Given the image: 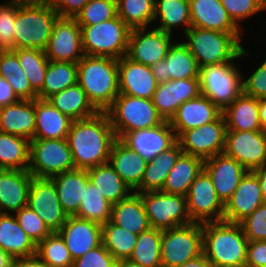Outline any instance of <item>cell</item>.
<instances>
[{
    "label": "cell",
    "mask_w": 266,
    "mask_h": 267,
    "mask_svg": "<svg viewBox=\"0 0 266 267\" xmlns=\"http://www.w3.org/2000/svg\"><path fill=\"white\" fill-rule=\"evenodd\" d=\"M116 139L106 112L73 120L67 141L75 168L88 170L107 163Z\"/></svg>",
    "instance_id": "cell-1"
},
{
    "label": "cell",
    "mask_w": 266,
    "mask_h": 267,
    "mask_svg": "<svg viewBox=\"0 0 266 267\" xmlns=\"http://www.w3.org/2000/svg\"><path fill=\"white\" fill-rule=\"evenodd\" d=\"M247 246L240 223H203V254L212 267H245Z\"/></svg>",
    "instance_id": "cell-2"
},
{
    "label": "cell",
    "mask_w": 266,
    "mask_h": 267,
    "mask_svg": "<svg viewBox=\"0 0 266 267\" xmlns=\"http://www.w3.org/2000/svg\"><path fill=\"white\" fill-rule=\"evenodd\" d=\"M77 83L99 112H105L119 93L118 60L84 55L77 62Z\"/></svg>",
    "instance_id": "cell-3"
},
{
    "label": "cell",
    "mask_w": 266,
    "mask_h": 267,
    "mask_svg": "<svg viewBox=\"0 0 266 267\" xmlns=\"http://www.w3.org/2000/svg\"><path fill=\"white\" fill-rule=\"evenodd\" d=\"M59 17L47 0L16 1V18L13 27L14 49L30 48L45 51L53 26Z\"/></svg>",
    "instance_id": "cell-4"
},
{
    "label": "cell",
    "mask_w": 266,
    "mask_h": 267,
    "mask_svg": "<svg viewBox=\"0 0 266 267\" xmlns=\"http://www.w3.org/2000/svg\"><path fill=\"white\" fill-rule=\"evenodd\" d=\"M182 41L197 60L198 66L217 65L232 62L243 46L233 33L190 27Z\"/></svg>",
    "instance_id": "cell-5"
},
{
    "label": "cell",
    "mask_w": 266,
    "mask_h": 267,
    "mask_svg": "<svg viewBox=\"0 0 266 267\" xmlns=\"http://www.w3.org/2000/svg\"><path fill=\"white\" fill-rule=\"evenodd\" d=\"M248 55V50L243 48L232 62L200 67L201 94L208 97L221 111L243 92V74L234 61Z\"/></svg>",
    "instance_id": "cell-6"
},
{
    "label": "cell",
    "mask_w": 266,
    "mask_h": 267,
    "mask_svg": "<svg viewBox=\"0 0 266 267\" xmlns=\"http://www.w3.org/2000/svg\"><path fill=\"white\" fill-rule=\"evenodd\" d=\"M117 139L126 133L156 127L164 122L152 99L119 94L105 111Z\"/></svg>",
    "instance_id": "cell-7"
},
{
    "label": "cell",
    "mask_w": 266,
    "mask_h": 267,
    "mask_svg": "<svg viewBox=\"0 0 266 267\" xmlns=\"http://www.w3.org/2000/svg\"><path fill=\"white\" fill-rule=\"evenodd\" d=\"M80 28L84 55L119 60L127 54L131 28L117 15L110 20Z\"/></svg>",
    "instance_id": "cell-8"
},
{
    "label": "cell",
    "mask_w": 266,
    "mask_h": 267,
    "mask_svg": "<svg viewBox=\"0 0 266 267\" xmlns=\"http://www.w3.org/2000/svg\"><path fill=\"white\" fill-rule=\"evenodd\" d=\"M203 254V223L162 230L161 265L176 267Z\"/></svg>",
    "instance_id": "cell-9"
},
{
    "label": "cell",
    "mask_w": 266,
    "mask_h": 267,
    "mask_svg": "<svg viewBox=\"0 0 266 267\" xmlns=\"http://www.w3.org/2000/svg\"><path fill=\"white\" fill-rule=\"evenodd\" d=\"M76 169L67 139L30 140L28 171L39 178Z\"/></svg>",
    "instance_id": "cell-10"
},
{
    "label": "cell",
    "mask_w": 266,
    "mask_h": 267,
    "mask_svg": "<svg viewBox=\"0 0 266 267\" xmlns=\"http://www.w3.org/2000/svg\"><path fill=\"white\" fill-rule=\"evenodd\" d=\"M144 205L151 228L167 230L192 223L186 196L163 191L137 192Z\"/></svg>",
    "instance_id": "cell-11"
},
{
    "label": "cell",
    "mask_w": 266,
    "mask_h": 267,
    "mask_svg": "<svg viewBox=\"0 0 266 267\" xmlns=\"http://www.w3.org/2000/svg\"><path fill=\"white\" fill-rule=\"evenodd\" d=\"M226 131L225 119L221 114L215 121L184 131L177 141L183 153L206 160L224 152Z\"/></svg>",
    "instance_id": "cell-12"
},
{
    "label": "cell",
    "mask_w": 266,
    "mask_h": 267,
    "mask_svg": "<svg viewBox=\"0 0 266 267\" xmlns=\"http://www.w3.org/2000/svg\"><path fill=\"white\" fill-rule=\"evenodd\" d=\"M187 212L192 222L222 221L224 204L217 197L214 184L203 169L186 195Z\"/></svg>",
    "instance_id": "cell-13"
},
{
    "label": "cell",
    "mask_w": 266,
    "mask_h": 267,
    "mask_svg": "<svg viewBox=\"0 0 266 267\" xmlns=\"http://www.w3.org/2000/svg\"><path fill=\"white\" fill-rule=\"evenodd\" d=\"M171 36L172 34L160 31L155 26L151 30H147V27L133 28L129 33L126 56L151 67L165 59L173 44Z\"/></svg>",
    "instance_id": "cell-14"
},
{
    "label": "cell",
    "mask_w": 266,
    "mask_h": 267,
    "mask_svg": "<svg viewBox=\"0 0 266 267\" xmlns=\"http://www.w3.org/2000/svg\"><path fill=\"white\" fill-rule=\"evenodd\" d=\"M27 206L37 212L51 232H58L66 223L64 212L51 178L32 177Z\"/></svg>",
    "instance_id": "cell-15"
},
{
    "label": "cell",
    "mask_w": 266,
    "mask_h": 267,
    "mask_svg": "<svg viewBox=\"0 0 266 267\" xmlns=\"http://www.w3.org/2000/svg\"><path fill=\"white\" fill-rule=\"evenodd\" d=\"M224 153L247 171L266 165V134L262 131H226Z\"/></svg>",
    "instance_id": "cell-16"
},
{
    "label": "cell",
    "mask_w": 266,
    "mask_h": 267,
    "mask_svg": "<svg viewBox=\"0 0 266 267\" xmlns=\"http://www.w3.org/2000/svg\"><path fill=\"white\" fill-rule=\"evenodd\" d=\"M45 54L49 61L71 63H77L84 56L81 28L74 18L57 19Z\"/></svg>",
    "instance_id": "cell-17"
},
{
    "label": "cell",
    "mask_w": 266,
    "mask_h": 267,
    "mask_svg": "<svg viewBox=\"0 0 266 267\" xmlns=\"http://www.w3.org/2000/svg\"><path fill=\"white\" fill-rule=\"evenodd\" d=\"M177 42H173L165 59L151 66L158 84L170 80L199 78L197 60L183 42Z\"/></svg>",
    "instance_id": "cell-18"
},
{
    "label": "cell",
    "mask_w": 266,
    "mask_h": 267,
    "mask_svg": "<svg viewBox=\"0 0 266 267\" xmlns=\"http://www.w3.org/2000/svg\"><path fill=\"white\" fill-rule=\"evenodd\" d=\"M201 94L199 78L170 80L157 85L152 103L164 121H170L178 107Z\"/></svg>",
    "instance_id": "cell-19"
},
{
    "label": "cell",
    "mask_w": 266,
    "mask_h": 267,
    "mask_svg": "<svg viewBox=\"0 0 266 267\" xmlns=\"http://www.w3.org/2000/svg\"><path fill=\"white\" fill-rule=\"evenodd\" d=\"M58 233L73 261L102 244V225L76 216H68Z\"/></svg>",
    "instance_id": "cell-20"
},
{
    "label": "cell",
    "mask_w": 266,
    "mask_h": 267,
    "mask_svg": "<svg viewBox=\"0 0 266 267\" xmlns=\"http://www.w3.org/2000/svg\"><path fill=\"white\" fill-rule=\"evenodd\" d=\"M263 203L258 176L253 171H247L224 205L223 220L240 223Z\"/></svg>",
    "instance_id": "cell-21"
},
{
    "label": "cell",
    "mask_w": 266,
    "mask_h": 267,
    "mask_svg": "<svg viewBox=\"0 0 266 267\" xmlns=\"http://www.w3.org/2000/svg\"><path fill=\"white\" fill-rule=\"evenodd\" d=\"M119 93L152 99L158 83L151 67L135 62L126 55L118 60Z\"/></svg>",
    "instance_id": "cell-22"
},
{
    "label": "cell",
    "mask_w": 266,
    "mask_h": 267,
    "mask_svg": "<svg viewBox=\"0 0 266 267\" xmlns=\"http://www.w3.org/2000/svg\"><path fill=\"white\" fill-rule=\"evenodd\" d=\"M204 170L210 176L217 197L225 205L247 170L224 152L204 160Z\"/></svg>",
    "instance_id": "cell-23"
},
{
    "label": "cell",
    "mask_w": 266,
    "mask_h": 267,
    "mask_svg": "<svg viewBox=\"0 0 266 267\" xmlns=\"http://www.w3.org/2000/svg\"><path fill=\"white\" fill-rule=\"evenodd\" d=\"M120 140L141 157L151 160L171 147L177 138L169 121H164L153 128L126 133Z\"/></svg>",
    "instance_id": "cell-24"
},
{
    "label": "cell",
    "mask_w": 266,
    "mask_h": 267,
    "mask_svg": "<svg viewBox=\"0 0 266 267\" xmlns=\"http://www.w3.org/2000/svg\"><path fill=\"white\" fill-rule=\"evenodd\" d=\"M221 114L208 97L200 94L182 103L169 123L178 138L184 131L215 121Z\"/></svg>",
    "instance_id": "cell-25"
},
{
    "label": "cell",
    "mask_w": 266,
    "mask_h": 267,
    "mask_svg": "<svg viewBox=\"0 0 266 267\" xmlns=\"http://www.w3.org/2000/svg\"><path fill=\"white\" fill-rule=\"evenodd\" d=\"M33 175L28 170L0 169V213L26 207Z\"/></svg>",
    "instance_id": "cell-26"
},
{
    "label": "cell",
    "mask_w": 266,
    "mask_h": 267,
    "mask_svg": "<svg viewBox=\"0 0 266 267\" xmlns=\"http://www.w3.org/2000/svg\"><path fill=\"white\" fill-rule=\"evenodd\" d=\"M191 27L233 33L240 41L242 33L230 19L220 0H189Z\"/></svg>",
    "instance_id": "cell-27"
},
{
    "label": "cell",
    "mask_w": 266,
    "mask_h": 267,
    "mask_svg": "<svg viewBox=\"0 0 266 267\" xmlns=\"http://www.w3.org/2000/svg\"><path fill=\"white\" fill-rule=\"evenodd\" d=\"M36 124L35 99L18 100L13 104L0 107V131L34 139Z\"/></svg>",
    "instance_id": "cell-28"
},
{
    "label": "cell",
    "mask_w": 266,
    "mask_h": 267,
    "mask_svg": "<svg viewBox=\"0 0 266 267\" xmlns=\"http://www.w3.org/2000/svg\"><path fill=\"white\" fill-rule=\"evenodd\" d=\"M108 162L134 192L141 184L148 160L138 155L120 139H116L112 145Z\"/></svg>",
    "instance_id": "cell-29"
},
{
    "label": "cell",
    "mask_w": 266,
    "mask_h": 267,
    "mask_svg": "<svg viewBox=\"0 0 266 267\" xmlns=\"http://www.w3.org/2000/svg\"><path fill=\"white\" fill-rule=\"evenodd\" d=\"M60 205L68 216H75L81 204L87 183V170L73 169L51 177Z\"/></svg>",
    "instance_id": "cell-30"
},
{
    "label": "cell",
    "mask_w": 266,
    "mask_h": 267,
    "mask_svg": "<svg viewBox=\"0 0 266 267\" xmlns=\"http://www.w3.org/2000/svg\"><path fill=\"white\" fill-rule=\"evenodd\" d=\"M35 115L34 139H67L73 120L47 99H35Z\"/></svg>",
    "instance_id": "cell-31"
},
{
    "label": "cell",
    "mask_w": 266,
    "mask_h": 267,
    "mask_svg": "<svg viewBox=\"0 0 266 267\" xmlns=\"http://www.w3.org/2000/svg\"><path fill=\"white\" fill-rule=\"evenodd\" d=\"M227 131H261L259 99L243 92L223 111Z\"/></svg>",
    "instance_id": "cell-32"
},
{
    "label": "cell",
    "mask_w": 266,
    "mask_h": 267,
    "mask_svg": "<svg viewBox=\"0 0 266 267\" xmlns=\"http://www.w3.org/2000/svg\"><path fill=\"white\" fill-rule=\"evenodd\" d=\"M0 248L14 259L36 256V244L20 227L14 214L0 213Z\"/></svg>",
    "instance_id": "cell-33"
},
{
    "label": "cell",
    "mask_w": 266,
    "mask_h": 267,
    "mask_svg": "<svg viewBox=\"0 0 266 267\" xmlns=\"http://www.w3.org/2000/svg\"><path fill=\"white\" fill-rule=\"evenodd\" d=\"M110 221L137 235L151 228L141 197L137 192H132L128 197L112 204Z\"/></svg>",
    "instance_id": "cell-34"
},
{
    "label": "cell",
    "mask_w": 266,
    "mask_h": 267,
    "mask_svg": "<svg viewBox=\"0 0 266 267\" xmlns=\"http://www.w3.org/2000/svg\"><path fill=\"white\" fill-rule=\"evenodd\" d=\"M182 153L180 143L176 141L167 150L148 160L141 184L134 192L161 191L169 172Z\"/></svg>",
    "instance_id": "cell-35"
},
{
    "label": "cell",
    "mask_w": 266,
    "mask_h": 267,
    "mask_svg": "<svg viewBox=\"0 0 266 267\" xmlns=\"http://www.w3.org/2000/svg\"><path fill=\"white\" fill-rule=\"evenodd\" d=\"M203 169V159L182 153L169 172L161 191L186 196L191 184Z\"/></svg>",
    "instance_id": "cell-36"
},
{
    "label": "cell",
    "mask_w": 266,
    "mask_h": 267,
    "mask_svg": "<svg viewBox=\"0 0 266 267\" xmlns=\"http://www.w3.org/2000/svg\"><path fill=\"white\" fill-rule=\"evenodd\" d=\"M47 100L59 112L69 116L72 120L89 118L99 112L78 83L51 95Z\"/></svg>",
    "instance_id": "cell-37"
},
{
    "label": "cell",
    "mask_w": 266,
    "mask_h": 267,
    "mask_svg": "<svg viewBox=\"0 0 266 267\" xmlns=\"http://www.w3.org/2000/svg\"><path fill=\"white\" fill-rule=\"evenodd\" d=\"M87 173L89 180L111 204L118 203L133 192L109 162L90 168Z\"/></svg>",
    "instance_id": "cell-38"
},
{
    "label": "cell",
    "mask_w": 266,
    "mask_h": 267,
    "mask_svg": "<svg viewBox=\"0 0 266 267\" xmlns=\"http://www.w3.org/2000/svg\"><path fill=\"white\" fill-rule=\"evenodd\" d=\"M160 20L155 27L160 31L172 34L179 25L184 26L185 33L191 27L189 0H155L154 21Z\"/></svg>",
    "instance_id": "cell-39"
},
{
    "label": "cell",
    "mask_w": 266,
    "mask_h": 267,
    "mask_svg": "<svg viewBox=\"0 0 266 267\" xmlns=\"http://www.w3.org/2000/svg\"><path fill=\"white\" fill-rule=\"evenodd\" d=\"M30 140L0 131V169L28 170Z\"/></svg>",
    "instance_id": "cell-40"
},
{
    "label": "cell",
    "mask_w": 266,
    "mask_h": 267,
    "mask_svg": "<svg viewBox=\"0 0 266 267\" xmlns=\"http://www.w3.org/2000/svg\"><path fill=\"white\" fill-rule=\"evenodd\" d=\"M77 83V63L49 61L42 89L37 98L47 99Z\"/></svg>",
    "instance_id": "cell-41"
},
{
    "label": "cell",
    "mask_w": 266,
    "mask_h": 267,
    "mask_svg": "<svg viewBox=\"0 0 266 267\" xmlns=\"http://www.w3.org/2000/svg\"><path fill=\"white\" fill-rule=\"evenodd\" d=\"M161 237L162 230L154 228L140 233L129 260L142 267H162Z\"/></svg>",
    "instance_id": "cell-42"
},
{
    "label": "cell",
    "mask_w": 266,
    "mask_h": 267,
    "mask_svg": "<svg viewBox=\"0 0 266 267\" xmlns=\"http://www.w3.org/2000/svg\"><path fill=\"white\" fill-rule=\"evenodd\" d=\"M137 237V234L113 224L110 220L102 225V244L117 261L129 259Z\"/></svg>",
    "instance_id": "cell-43"
},
{
    "label": "cell",
    "mask_w": 266,
    "mask_h": 267,
    "mask_svg": "<svg viewBox=\"0 0 266 267\" xmlns=\"http://www.w3.org/2000/svg\"><path fill=\"white\" fill-rule=\"evenodd\" d=\"M111 210L112 204L89 181L75 216L103 225L111 219Z\"/></svg>",
    "instance_id": "cell-44"
},
{
    "label": "cell",
    "mask_w": 266,
    "mask_h": 267,
    "mask_svg": "<svg viewBox=\"0 0 266 267\" xmlns=\"http://www.w3.org/2000/svg\"><path fill=\"white\" fill-rule=\"evenodd\" d=\"M14 51L17 54L19 64L29 80L30 86L38 93L42 89L49 64L45 51L30 48H19L14 49Z\"/></svg>",
    "instance_id": "cell-45"
},
{
    "label": "cell",
    "mask_w": 266,
    "mask_h": 267,
    "mask_svg": "<svg viewBox=\"0 0 266 267\" xmlns=\"http://www.w3.org/2000/svg\"><path fill=\"white\" fill-rule=\"evenodd\" d=\"M155 0H116L117 16L131 29L147 27L154 21Z\"/></svg>",
    "instance_id": "cell-46"
},
{
    "label": "cell",
    "mask_w": 266,
    "mask_h": 267,
    "mask_svg": "<svg viewBox=\"0 0 266 267\" xmlns=\"http://www.w3.org/2000/svg\"><path fill=\"white\" fill-rule=\"evenodd\" d=\"M36 257L50 267H72L73 259L58 232H52L36 245Z\"/></svg>",
    "instance_id": "cell-47"
},
{
    "label": "cell",
    "mask_w": 266,
    "mask_h": 267,
    "mask_svg": "<svg viewBox=\"0 0 266 267\" xmlns=\"http://www.w3.org/2000/svg\"><path fill=\"white\" fill-rule=\"evenodd\" d=\"M116 15V0H90L74 19L79 26H92Z\"/></svg>",
    "instance_id": "cell-48"
},
{
    "label": "cell",
    "mask_w": 266,
    "mask_h": 267,
    "mask_svg": "<svg viewBox=\"0 0 266 267\" xmlns=\"http://www.w3.org/2000/svg\"><path fill=\"white\" fill-rule=\"evenodd\" d=\"M14 216L20 227L36 245L52 233L37 212L28 206L21 208Z\"/></svg>",
    "instance_id": "cell-49"
},
{
    "label": "cell",
    "mask_w": 266,
    "mask_h": 267,
    "mask_svg": "<svg viewBox=\"0 0 266 267\" xmlns=\"http://www.w3.org/2000/svg\"><path fill=\"white\" fill-rule=\"evenodd\" d=\"M233 23L241 28V22L262 10H266V0H220Z\"/></svg>",
    "instance_id": "cell-50"
},
{
    "label": "cell",
    "mask_w": 266,
    "mask_h": 267,
    "mask_svg": "<svg viewBox=\"0 0 266 267\" xmlns=\"http://www.w3.org/2000/svg\"><path fill=\"white\" fill-rule=\"evenodd\" d=\"M0 4V51L14 50V22L16 18V1L7 0Z\"/></svg>",
    "instance_id": "cell-51"
},
{
    "label": "cell",
    "mask_w": 266,
    "mask_h": 267,
    "mask_svg": "<svg viewBox=\"0 0 266 267\" xmlns=\"http://www.w3.org/2000/svg\"><path fill=\"white\" fill-rule=\"evenodd\" d=\"M248 241L266 240V203L240 222Z\"/></svg>",
    "instance_id": "cell-52"
},
{
    "label": "cell",
    "mask_w": 266,
    "mask_h": 267,
    "mask_svg": "<svg viewBox=\"0 0 266 267\" xmlns=\"http://www.w3.org/2000/svg\"><path fill=\"white\" fill-rule=\"evenodd\" d=\"M117 260L105 249L103 244L89 250L73 261L72 267H116Z\"/></svg>",
    "instance_id": "cell-53"
},
{
    "label": "cell",
    "mask_w": 266,
    "mask_h": 267,
    "mask_svg": "<svg viewBox=\"0 0 266 267\" xmlns=\"http://www.w3.org/2000/svg\"><path fill=\"white\" fill-rule=\"evenodd\" d=\"M246 80H242L243 93L256 99H266V66L262 63Z\"/></svg>",
    "instance_id": "cell-54"
},
{
    "label": "cell",
    "mask_w": 266,
    "mask_h": 267,
    "mask_svg": "<svg viewBox=\"0 0 266 267\" xmlns=\"http://www.w3.org/2000/svg\"><path fill=\"white\" fill-rule=\"evenodd\" d=\"M12 87L14 94L20 100H34L37 98V93L30 86L29 80L24 71H16L7 79Z\"/></svg>",
    "instance_id": "cell-55"
},
{
    "label": "cell",
    "mask_w": 266,
    "mask_h": 267,
    "mask_svg": "<svg viewBox=\"0 0 266 267\" xmlns=\"http://www.w3.org/2000/svg\"><path fill=\"white\" fill-rule=\"evenodd\" d=\"M245 267H266V240L248 241Z\"/></svg>",
    "instance_id": "cell-56"
},
{
    "label": "cell",
    "mask_w": 266,
    "mask_h": 267,
    "mask_svg": "<svg viewBox=\"0 0 266 267\" xmlns=\"http://www.w3.org/2000/svg\"><path fill=\"white\" fill-rule=\"evenodd\" d=\"M62 18H75L90 0H47Z\"/></svg>",
    "instance_id": "cell-57"
},
{
    "label": "cell",
    "mask_w": 266,
    "mask_h": 267,
    "mask_svg": "<svg viewBox=\"0 0 266 267\" xmlns=\"http://www.w3.org/2000/svg\"><path fill=\"white\" fill-rule=\"evenodd\" d=\"M23 71L14 50L0 51V76L7 79L12 73Z\"/></svg>",
    "instance_id": "cell-58"
},
{
    "label": "cell",
    "mask_w": 266,
    "mask_h": 267,
    "mask_svg": "<svg viewBox=\"0 0 266 267\" xmlns=\"http://www.w3.org/2000/svg\"><path fill=\"white\" fill-rule=\"evenodd\" d=\"M18 100L8 81L0 76V107L13 104Z\"/></svg>",
    "instance_id": "cell-59"
},
{
    "label": "cell",
    "mask_w": 266,
    "mask_h": 267,
    "mask_svg": "<svg viewBox=\"0 0 266 267\" xmlns=\"http://www.w3.org/2000/svg\"><path fill=\"white\" fill-rule=\"evenodd\" d=\"M13 267H50L41 262L36 256L29 258H17L14 260Z\"/></svg>",
    "instance_id": "cell-60"
},
{
    "label": "cell",
    "mask_w": 266,
    "mask_h": 267,
    "mask_svg": "<svg viewBox=\"0 0 266 267\" xmlns=\"http://www.w3.org/2000/svg\"><path fill=\"white\" fill-rule=\"evenodd\" d=\"M176 267H212L209 260L205 257L204 254H201L195 259L185 262L183 265Z\"/></svg>",
    "instance_id": "cell-61"
},
{
    "label": "cell",
    "mask_w": 266,
    "mask_h": 267,
    "mask_svg": "<svg viewBox=\"0 0 266 267\" xmlns=\"http://www.w3.org/2000/svg\"><path fill=\"white\" fill-rule=\"evenodd\" d=\"M253 172L258 176L262 196L264 202L266 203V165L256 170H253Z\"/></svg>",
    "instance_id": "cell-62"
},
{
    "label": "cell",
    "mask_w": 266,
    "mask_h": 267,
    "mask_svg": "<svg viewBox=\"0 0 266 267\" xmlns=\"http://www.w3.org/2000/svg\"><path fill=\"white\" fill-rule=\"evenodd\" d=\"M259 121L261 131L266 134V99H259Z\"/></svg>",
    "instance_id": "cell-63"
},
{
    "label": "cell",
    "mask_w": 266,
    "mask_h": 267,
    "mask_svg": "<svg viewBox=\"0 0 266 267\" xmlns=\"http://www.w3.org/2000/svg\"><path fill=\"white\" fill-rule=\"evenodd\" d=\"M14 258L0 248V267H13Z\"/></svg>",
    "instance_id": "cell-64"
},
{
    "label": "cell",
    "mask_w": 266,
    "mask_h": 267,
    "mask_svg": "<svg viewBox=\"0 0 266 267\" xmlns=\"http://www.w3.org/2000/svg\"><path fill=\"white\" fill-rule=\"evenodd\" d=\"M116 267H142L129 259L119 260L116 264Z\"/></svg>",
    "instance_id": "cell-65"
},
{
    "label": "cell",
    "mask_w": 266,
    "mask_h": 267,
    "mask_svg": "<svg viewBox=\"0 0 266 267\" xmlns=\"http://www.w3.org/2000/svg\"><path fill=\"white\" fill-rule=\"evenodd\" d=\"M11 1H18V2H41L45 0H11Z\"/></svg>",
    "instance_id": "cell-66"
}]
</instances>
